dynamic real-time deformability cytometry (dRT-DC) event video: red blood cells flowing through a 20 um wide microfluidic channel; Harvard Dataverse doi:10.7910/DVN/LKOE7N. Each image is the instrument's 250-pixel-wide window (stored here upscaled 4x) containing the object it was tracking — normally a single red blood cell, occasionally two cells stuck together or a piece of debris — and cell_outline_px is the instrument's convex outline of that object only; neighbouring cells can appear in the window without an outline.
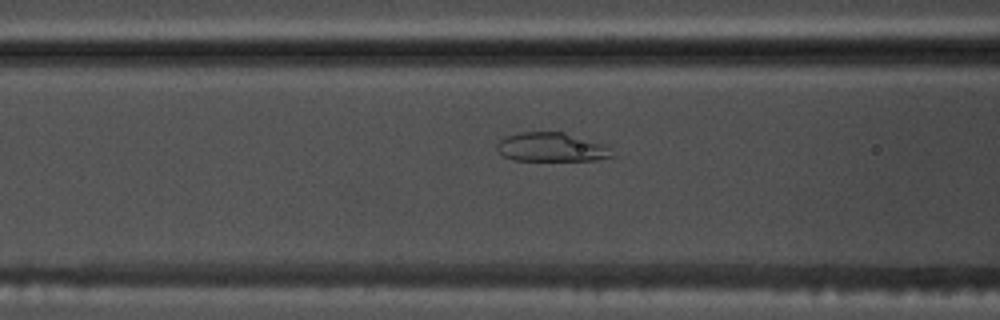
{"species": "common noctule bat (a hibernating species)", "species_latin": "Nyctalus noctula", "temperature_condition": "warm", "stored_images_in_passage": 48, "camera_frame_rate_fps": 3000, "um_per_image_px": 0.085, "animal": {"sex": "male", "body_mass_g": 17.5, "forearm_length_mm": 52.3}, "frame": {"image": 1, "passage_image": 16, "time_ms": 5.0, "image_size_px": [1000, 320], "cell_outline_px": [[616, 156], [596, 160], [512, 160], [504, 156], [496, 148], [496, 144], [500, 140], [508, 136], [520, 132], [564, 132], [608, 144]], "centroid_in_image_um": [46.95, 12.51], "position_along_channel_um": 119.6, "area_um2": 19.65}}
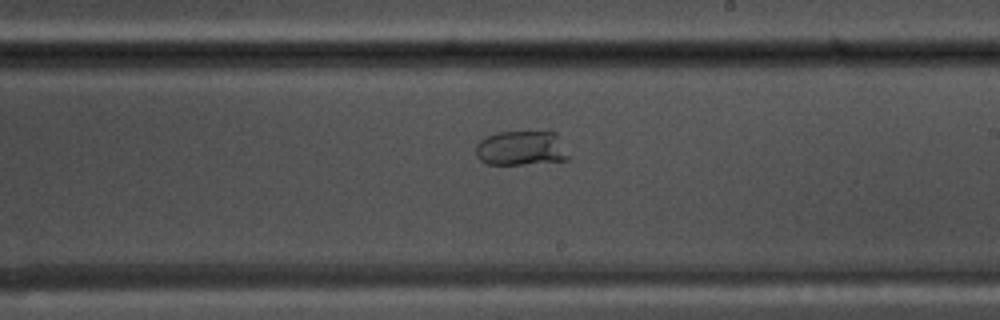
{"frame": {"image": 2, "passage_image": 26, "time_ms": 8.333, "image_size_px": [1000, 320], "cell_outline_px": [[568, 160], [520, 164], [488, 164], [480, 160], [476, 156], [476, 144], [480, 140], [496, 132], [552, 128], [556, 132], [568, 156]], "centroid_in_image_um": [44.32, 12.53], "position_along_channel_um": 244.7, "area_um2": 19.36}}
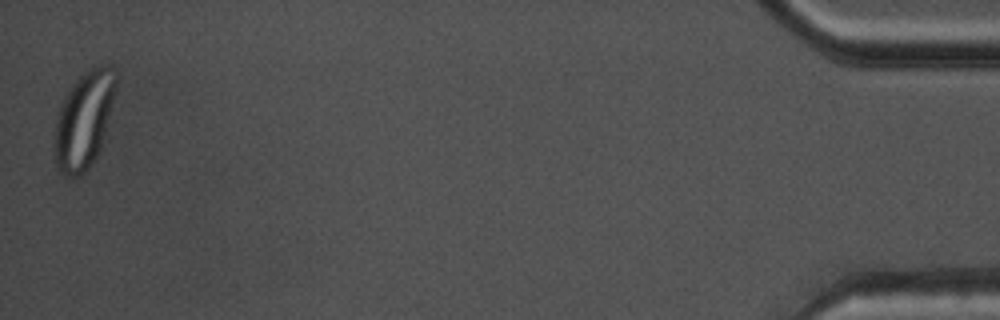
{"frame": {"image": 3, "passage_image": 48, "time_ms": 15.667, "image_size_px": [1000, 320], "cell_outline_px": [[116, 88], [104, 148], [84, 172], [80, 176], [68, 176], [56, 168], [52, 144], [52, 136], [56, 116], [60, 104], [64, 96], [72, 84], [88, 68], [108, 64], [112, 64], [116, 68]], "centroid_in_image_um": [7.14, 10.2], "position_along_channel_um": 428.1, "area_um2": 36.07}}